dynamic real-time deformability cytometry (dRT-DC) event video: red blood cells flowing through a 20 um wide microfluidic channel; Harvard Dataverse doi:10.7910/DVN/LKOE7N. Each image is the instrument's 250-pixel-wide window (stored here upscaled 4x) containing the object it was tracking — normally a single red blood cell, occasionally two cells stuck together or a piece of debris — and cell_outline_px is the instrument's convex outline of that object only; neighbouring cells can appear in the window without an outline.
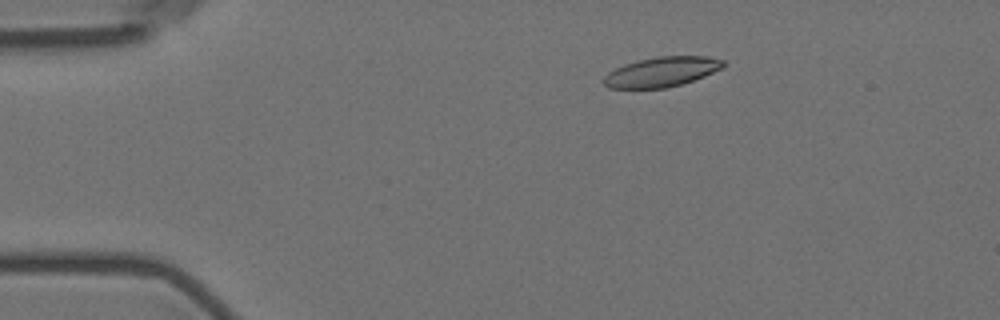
{"species": "Egyptian fruit bat (a non-hibernating species)", "species_latin": "Rousettus aegyptiacus", "temperature_condition": "room temperature", "stored_images_in_passage": 4, "camera_frame_rate_fps": 3000, "um_per_image_px": 0.085, "animal": {"sex": "female"}, "frame": {"image": 1, "passage_image": 2, "time_ms": 1.333, "image_size_px": [1000, 320], "cell_outline_px": [[724, 68], [704, 76], [680, 84], [664, 88], [608, 88], [604, 84], [604, 76], [608, 72], [624, 64], [636, 60], [656, 56], [708, 56], [724, 60]], "centroid_in_image_um": [56.24, 6.09], "position_along_channel_um": 28.8, "area_um2": 20.81}}